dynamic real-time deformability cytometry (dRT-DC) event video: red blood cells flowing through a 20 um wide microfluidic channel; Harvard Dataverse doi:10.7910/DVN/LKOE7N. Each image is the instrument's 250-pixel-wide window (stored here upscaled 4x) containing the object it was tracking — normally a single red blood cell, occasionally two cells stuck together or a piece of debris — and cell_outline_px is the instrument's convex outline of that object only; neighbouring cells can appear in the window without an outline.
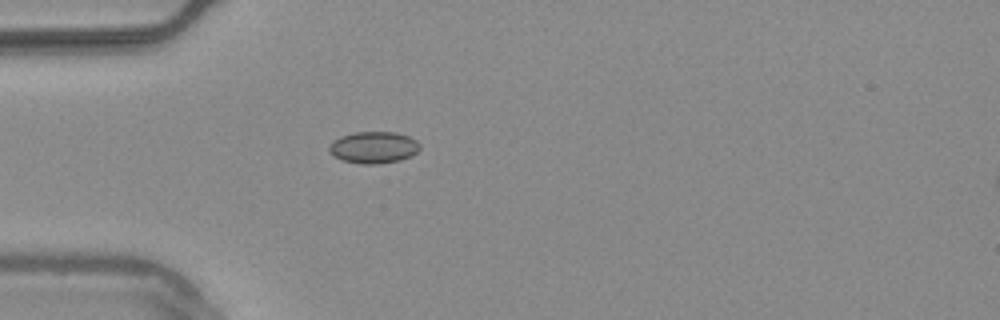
{"species": "common noctule bat (a hibernating species)", "species_latin": "Nyctalus noctula", "temperature_condition": "warm", "stored_images_in_passage": 33, "camera_frame_rate_fps": 3000, "um_per_image_px": 0.085, "animal": {"sex": "male", "body_mass_g": 20.4}, "frame": {"image": 1, "passage_image": 1, "time_ms": 0.0, "image_size_px": [1000, 320], "cell_outline_px": [[420, 148], [412, 156], [400, 160], [376, 164], [364, 164], [344, 160], [336, 156], [328, 148], [340, 136], [356, 132], [396, 132], [408, 136], [416, 140], [420, 144]], "centroid_in_image_um": [31.82, 12.52], "position_along_channel_um": 53.2, "area_um2": 16.47}}
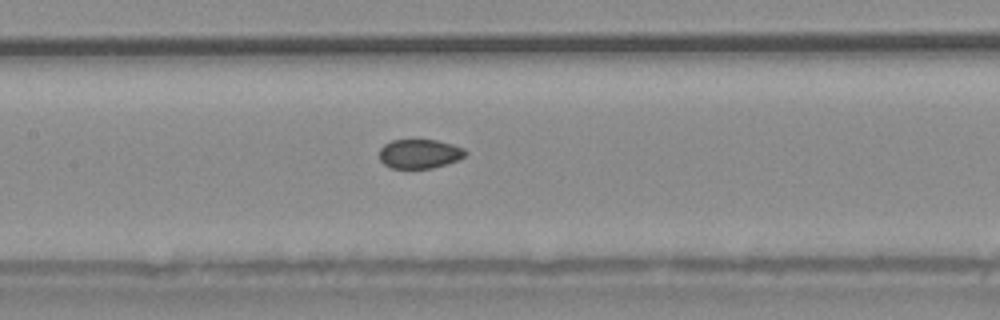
{"frame": {"image": 2, "passage_image": 11, "time_ms": 3.333, "image_size_px": [1000, 320], "cell_outline_px": [[468, 152], [464, 156], [456, 160], [432, 168], [392, 168], [384, 164], [380, 160], [380, 148], [384, 144], [392, 140], [436, 140], [452, 144], [464, 148]], "centroid_in_image_um": [35.65, 13.06], "position_along_channel_um": 171.8, "area_um2": 14.51}}
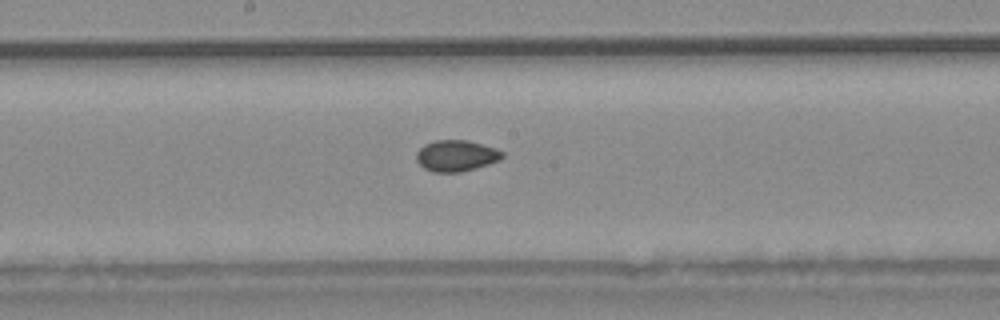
{"frame": {"image": 3, "passage_image": 14, "time_ms": 4.333, "image_size_px": [1000, 320], "cell_outline_px": [[504, 156], [500, 160], [476, 168], [460, 172], [432, 172], [424, 168], [416, 160], [416, 152], [424, 144], [436, 140], [468, 140], [496, 148], [504, 152]], "centroid_in_image_um": [38.78, 13.23], "position_along_channel_um": 209.4, "area_um2": 15.72}, "authors_computed_cell_mechanics": {"area_um2": 15.7216, "velocity_mm_per_s": 3.778, "shape_relaxation_time_tau1_ms": null, "shape_relaxation_time_tau2_ms": 1.4107, "deformation_change_tau1": null, "deformation_change_tau2": 0.0442}}